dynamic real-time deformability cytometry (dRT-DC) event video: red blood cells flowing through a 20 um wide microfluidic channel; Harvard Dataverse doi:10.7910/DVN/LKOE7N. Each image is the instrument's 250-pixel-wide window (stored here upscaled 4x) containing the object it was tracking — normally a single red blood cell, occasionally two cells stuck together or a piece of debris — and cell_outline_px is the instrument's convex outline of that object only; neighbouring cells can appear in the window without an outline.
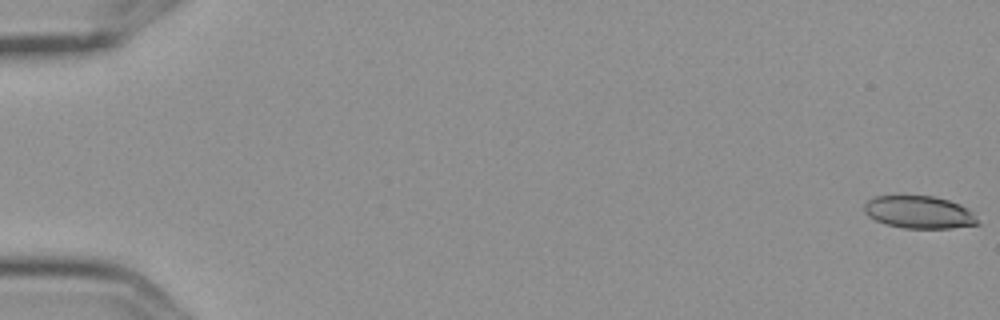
{"species": "Egyptian fruit bat (a non-hibernating species)", "species_latin": "Rousettus aegyptiacus", "temperature_condition": "cold", "stored_images_in_passage": 7, "camera_frame_rate_fps": 3000, "um_per_image_px": 0.085, "frame": {"image": 1, "passage_image": 1, "time_ms": 0.0, "image_size_px": [1000, 320], "cell_outline_px": [[980, 224], [952, 228], [904, 228], [888, 224], [876, 220], [868, 216], [864, 212], [864, 204], [868, 200], [876, 196], [932, 196], [948, 200], [960, 204], [968, 208], [972, 212]], "centroid_in_image_um": [78.13, 18.04], "position_along_channel_um": 6.9, "area_um2": 21.39}}
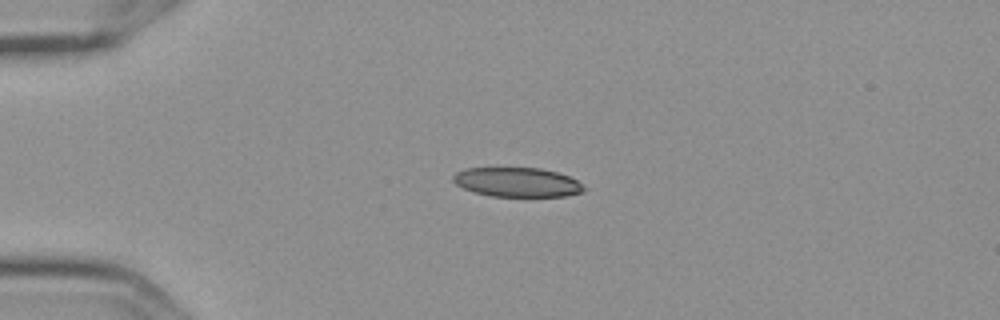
{"frame": {"image": 2, "passage_image": 5, "time_ms": 1.333, "image_size_px": [1000, 320], "cell_outline_px": [[584, 192], [564, 196], [492, 196], [476, 192], [464, 188], [456, 184], [452, 180], [452, 176], [456, 172], [464, 168], [540, 168], [556, 172], [568, 176], [576, 180], [584, 188]], "centroid_in_image_um": [43.93, 15.48], "position_along_channel_um": 41.1, "area_um2": 22.14}}
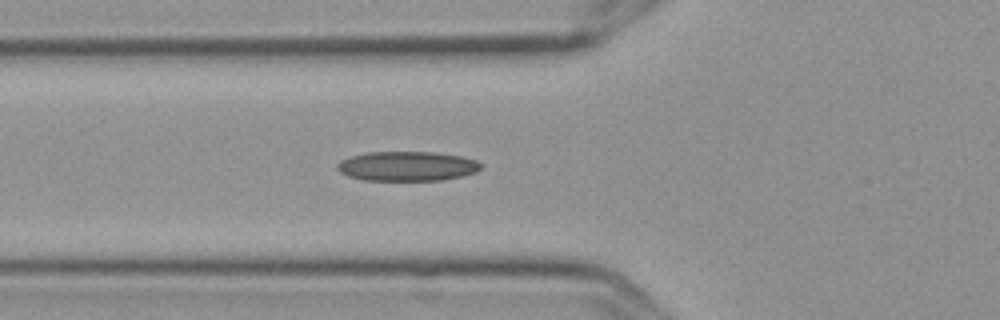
{"frame": {"image": 3, "passage_image": 7, "time_ms": 2.0, "image_size_px": [1000, 320], "cell_outline_px": [[480, 168], [476, 172], [464, 176], [440, 180], [364, 180], [348, 176], [340, 172], [336, 168], [336, 164], [340, 160], [348, 156], [368, 152], [436, 152], [460, 156], [476, 160], [480, 164]], "centroid_in_image_um": [34.56, 14.12], "position_along_channel_um": 91.2, "area_um2": 24.85}}